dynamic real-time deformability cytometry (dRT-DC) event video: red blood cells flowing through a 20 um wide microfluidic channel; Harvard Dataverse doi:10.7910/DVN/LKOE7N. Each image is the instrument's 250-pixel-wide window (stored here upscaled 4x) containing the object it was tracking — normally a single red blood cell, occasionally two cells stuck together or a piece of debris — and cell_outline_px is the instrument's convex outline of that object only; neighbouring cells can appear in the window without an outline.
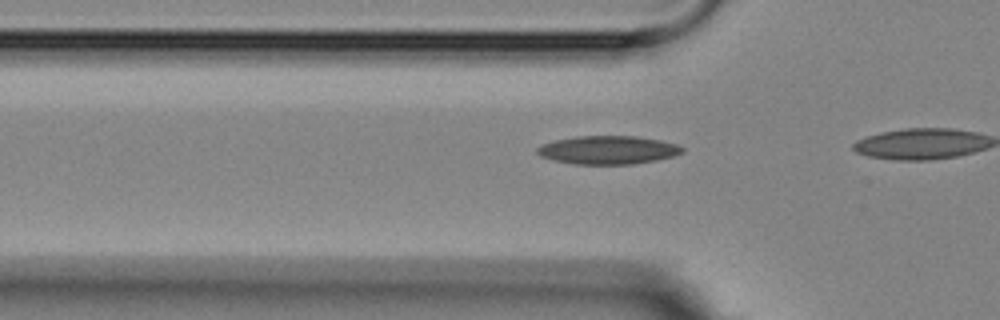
{"species": "Egyptian fruit bat (a non-hibernating species)", "species_latin": "Rousettus aegyptiacus", "temperature_condition": "room temperature", "stored_images_in_passage": 6, "camera_frame_rate_fps": 3000, "um_per_image_px": 0.085, "animal": {"sex": "female"}, "frame": {"image": 1, "passage_image": 6, "time_ms": 7.0, "image_size_px": [1000, 320], "cell_outline_px": [[684, 152], [672, 156], [656, 160], [632, 164], [576, 164], [556, 160], [540, 156], [536, 152], [536, 148], [540, 144], [556, 140], [576, 136], [636, 136], [660, 140], [676, 144], [684, 148]], "centroid_in_image_um": [51.67, 12.74], "position_along_channel_um": 74.1, "area_um2": 23.87}}